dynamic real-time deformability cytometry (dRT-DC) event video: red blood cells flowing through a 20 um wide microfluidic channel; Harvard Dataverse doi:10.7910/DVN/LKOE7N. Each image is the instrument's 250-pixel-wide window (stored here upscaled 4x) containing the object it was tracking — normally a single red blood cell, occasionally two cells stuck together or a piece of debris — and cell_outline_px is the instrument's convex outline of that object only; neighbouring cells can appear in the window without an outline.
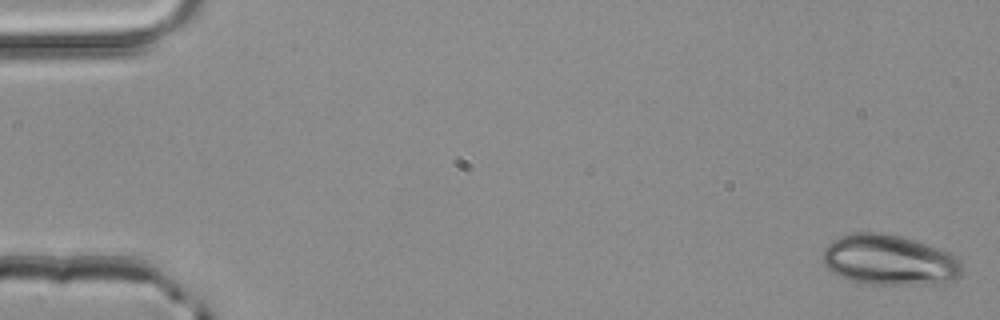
{"species": "common noctule bat (a hibernating species)", "species_latin": "Nyctalus noctula", "temperature_condition": "room temperature", "stored_images_in_passage": 4, "segment_of_instrument_passage": [1, 2], "camera_frame_rate_fps": 3000, "um_per_image_px": 0.085, "animal": {"sex": "male", "body_mass_g": 20.4}, "frame": {"image": 1, "passage_image": 1, "time_ms": 0.0, "image_size_px": [1000, 320], "cell_outline_px": [[964, 268], [960, 276], [952, 280], [940, 284], [868, 284], [848, 280], [832, 272], [820, 260], [824, 248], [832, 240], [840, 236], [852, 232], [880, 232], [900, 236], [948, 252], [956, 256], [960, 260]], "centroid_in_image_um": [75.57, 22.11], "position_along_channel_um": 9.4, "area_um2": 41.21}}